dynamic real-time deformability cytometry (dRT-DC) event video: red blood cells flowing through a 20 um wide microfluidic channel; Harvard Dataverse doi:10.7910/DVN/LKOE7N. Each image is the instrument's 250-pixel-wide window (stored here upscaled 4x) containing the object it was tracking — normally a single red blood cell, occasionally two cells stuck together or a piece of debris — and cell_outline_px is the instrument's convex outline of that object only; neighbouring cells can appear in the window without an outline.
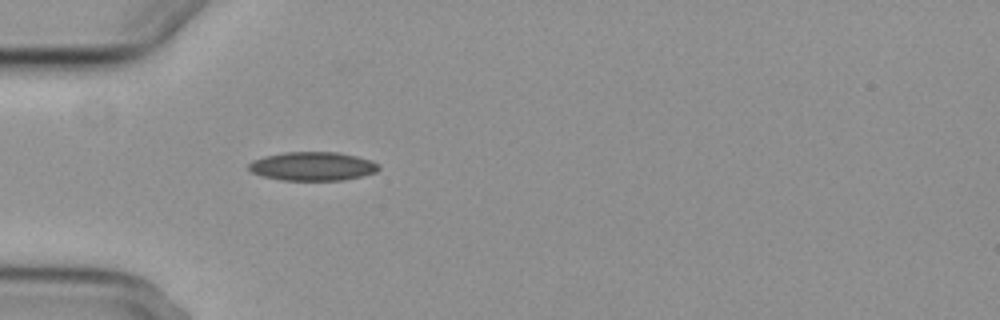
{"species": "common noctule bat (a hibernating species)", "species_latin": "Nyctalus noctula", "temperature_condition": "cold", "stored_images_in_passage": 4, "camera_frame_rate_fps": 3000, "um_per_image_px": 0.085, "animal": {"sex": "female", "body_mass_g": 29.2, "forearm_length_mm": 56.3}, "frame": {"image": 1, "passage_image": 4, "time_ms": 3.667, "image_size_px": [1000, 320], "cell_outline_px": [[380, 168], [376, 172], [344, 180], [280, 180], [264, 176], [252, 172], [248, 168], [248, 164], [252, 160], [264, 156], [284, 152], [336, 152], [356, 156], [372, 160], [380, 164]], "centroid_in_image_um": [26.58, 14.13], "position_along_channel_um": 58.4, "area_um2": 21.79}}